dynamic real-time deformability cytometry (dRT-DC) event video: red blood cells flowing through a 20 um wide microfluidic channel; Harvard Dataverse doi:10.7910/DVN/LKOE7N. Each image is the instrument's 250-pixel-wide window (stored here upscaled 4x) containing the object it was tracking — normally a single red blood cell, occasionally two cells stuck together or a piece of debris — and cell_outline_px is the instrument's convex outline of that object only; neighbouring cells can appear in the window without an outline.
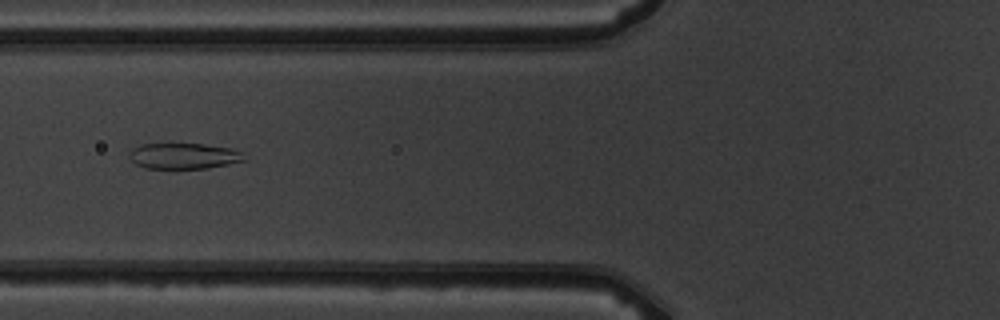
{"species": "common noctule bat (a hibernating species)", "species_latin": "Nyctalus noctula", "temperature_condition": "warm", "stored_images_in_passage": 3, "camera_frame_rate_fps": 3000, "um_per_image_px": 0.085, "animal": {"sex": "male", "body_mass_g": 19.5, "forearm_length_mm": 54.6}, "frame": {"image": 1, "passage_image": 3, "time_ms": 2.333, "image_size_px": [1000, 320], "cell_outline_px": [[248, 160], [208, 168], [144, 168], [136, 164], [128, 156], [132, 148], [144, 144], [204, 144], [232, 148], [244, 152]], "centroid_in_image_um": [15.69, 13.26], "position_along_channel_um": 110.1, "area_um2": 17.4}}